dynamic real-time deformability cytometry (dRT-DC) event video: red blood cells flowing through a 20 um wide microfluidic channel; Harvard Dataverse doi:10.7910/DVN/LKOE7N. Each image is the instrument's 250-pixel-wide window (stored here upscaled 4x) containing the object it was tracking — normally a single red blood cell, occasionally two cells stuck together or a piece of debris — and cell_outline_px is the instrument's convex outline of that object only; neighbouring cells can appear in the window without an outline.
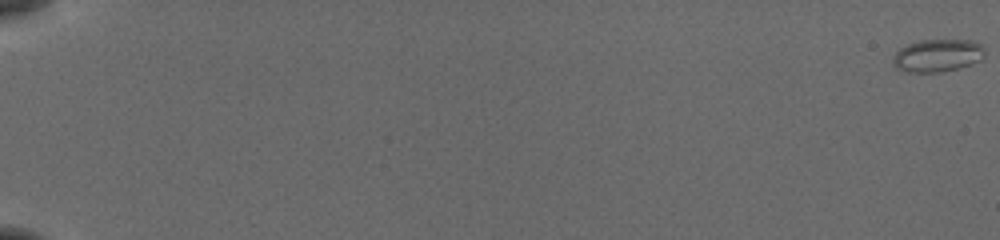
{"species": "common noctule bat (a hibernating species)", "species_latin": "Nyctalus noctula", "temperature_condition": "cold", "stored_images_in_passage": 57, "camera_frame_rate_fps": 3000, "um_per_image_px": 0.085, "animal": {"sex": "female", "body_mass_g": 19.5, "forearm_length_mm": 54.1}, "frame": {"image": 1, "passage_image": 1, "time_ms": 0.0, "image_size_px": [1000, 240], "cell_outline_px": [[984, 56], [980, 60], [956, 68], [936, 72], [916, 72], [900, 68], [892, 60], [896, 52], [900, 48], [908, 44], [920, 40], [968, 40], [976, 44], [984, 52]], "centroid_in_image_um": [79.66, 4.7], "position_along_channel_um": 5.3, "area_um2": 16.65}}
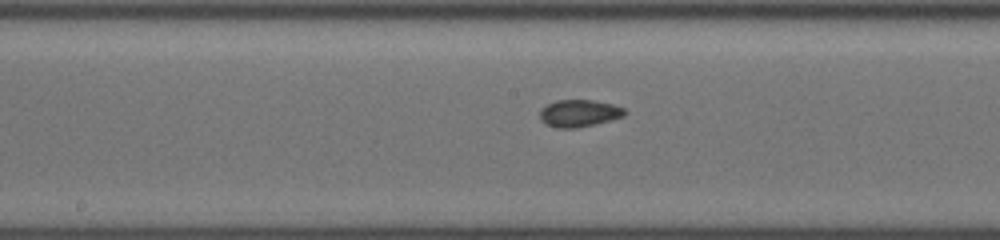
{"frame": {"image": 2, "passage_image": 33, "time_ms": 10.667, "image_size_px": [1000, 240], "cell_outline_px": [[624, 116], [576, 128], [560, 128], [548, 124], [540, 120], [540, 112], [548, 104], [556, 100], [592, 100], [612, 104], [624, 108]], "centroid_in_image_um": [49.21, 9.61], "position_along_channel_um": 199.0, "area_um2": 13.01}}
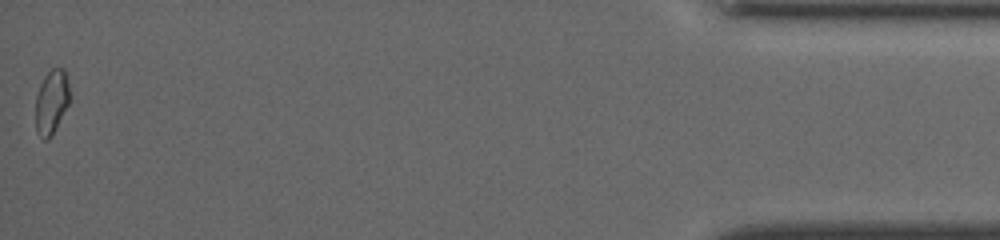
{"frame": {"image": 3, "passage_image": 57, "time_ms": 18.667, "image_size_px": [1000, 240], "cell_outline_px": [[68, 104], [52, 136], [48, 140], [44, 140], [36, 132], [36, 96], [40, 84], [44, 76], [52, 68], [64, 68], [68, 84]], "centroid_in_image_um": [4.35, 8.68], "position_along_channel_um": 430.8, "area_um2": 12.6}, "authors_computed_cell_mechanics": {"area_um2": 13.0628, "velocity_mm_per_s": 3.8686, "shape_relaxation_time_tau1_ms": 7.3885, "shape_relaxation_time_tau2_ms": 1.6728, "deformation_change_tau1": 0.0974, "deformation_change_tau2": 0.0653}}